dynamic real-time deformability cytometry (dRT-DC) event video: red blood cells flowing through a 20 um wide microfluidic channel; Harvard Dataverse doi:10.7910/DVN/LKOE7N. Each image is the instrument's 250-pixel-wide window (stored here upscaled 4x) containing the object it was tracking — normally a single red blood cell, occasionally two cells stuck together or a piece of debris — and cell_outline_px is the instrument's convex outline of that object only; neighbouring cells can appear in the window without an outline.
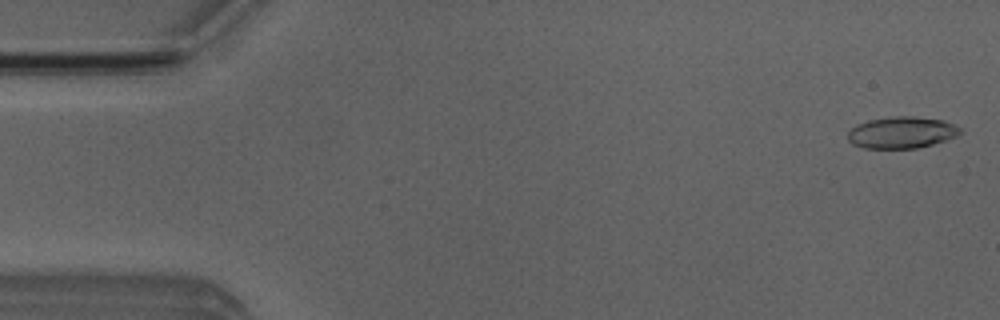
{"species": "Egyptian fruit bat (a non-hibernating species)", "species_latin": "Rousettus aegyptiacus", "temperature_condition": "room temperature", "stored_images_in_passage": 13, "camera_frame_rate_fps": 3000, "um_per_image_px": 0.085, "animal": {"sex": "male"}, "frame": {"image": 1, "passage_image": 1, "time_ms": 0.0, "image_size_px": [1000, 320], "cell_outline_px": [[964, 132], [956, 136], [932, 144], [916, 148], [864, 148], [852, 144], [848, 140], [848, 132], [856, 124], [868, 120], [888, 116], [912, 116], [944, 120], [960, 128]], "centroid_in_image_um": [76.62, 11.25], "position_along_channel_um": 8.4, "area_um2": 20.75}}